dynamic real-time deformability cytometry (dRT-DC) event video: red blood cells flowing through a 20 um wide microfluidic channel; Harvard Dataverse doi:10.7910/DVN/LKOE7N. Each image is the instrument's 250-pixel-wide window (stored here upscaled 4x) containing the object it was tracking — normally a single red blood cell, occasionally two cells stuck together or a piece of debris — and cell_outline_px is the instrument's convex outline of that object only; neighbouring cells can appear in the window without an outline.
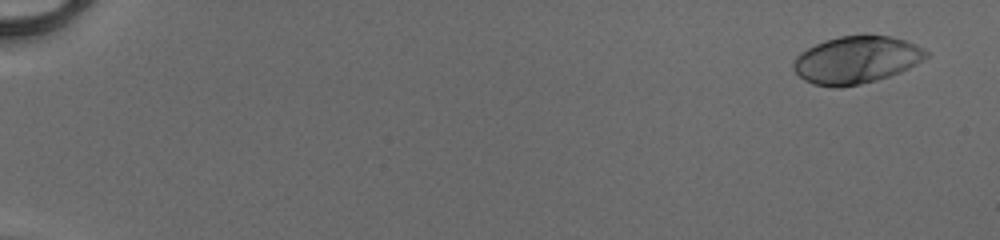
{"species": "human", "species_latin": "Homo sapiens", "temperature_condition": "cold", "stored_images_in_passage": 20, "camera_frame_rate_fps": 3000, "um_per_image_px": 0.085, "donor": {"sex": "male"}, "frame": {"image": 1, "passage_image": 2, "time_ms": 0.333, "image_size_px": [1000, 240], "cell_outline_px": [[928, 56], [916, 64], [900, 72], [876, 80], [860, 84], [840, 88], [832, 88], [812, 84], [804, 80], [792, 68], [792, 60], [800, 52], [824, 40], [840, 36], [864, 32], [892, 36], [916, 44], [924, 48], [928, 52]], "centroid_in_image_um": [72.77, 5.06], "position_along_channel_um": 12.2, "area_um2": 37.4}}
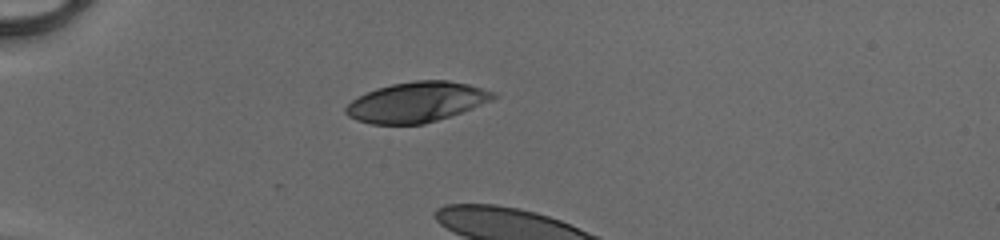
{"frame": {"image": 2, "passage_image": 16, "time_ms": 5.0, "image_size_px": [1000, 240], "cell_outline_px": [[496, 96], [492, 100], [472, 108], [424, 124], [372, 124], [356, 120], [348, 116], [344, 112], [344, 108], [352, 100], [376, 88], [392, 84], [416, 80], [448, 80], [468, 84], [496, 92]], "centroid_in_image_um": [35.4, 8.67], "position_along_channel_um": 49.6, "area_um2": 34.28}}